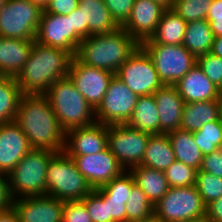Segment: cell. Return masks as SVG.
Masks as SVG:
<instances>
[{"mask_svg":"<svg viewBox=\"0 0 222 222\" xmlns=\"http://www.w3.org/2000/svg\"><path fill=\"white\" fill-rule=\"evenodd\" d=\"M15 122L27 136L32 149L64 151L65 132L46 95L22 94Z\"/></svg>","mask_w":222,"mask_h":222,"instance_id":"6da1fadb","label":"cell"},{"mask_svg":"<svg viewBox=\"0 0 222 222\" xmlns=\"http://www.w3.org/2000/svg\"><path fill=\"white\" fill-rule=\"evenodd\" d=\"M72 58L68 51L34 41L25 65L15 77L22 94L45 95L54 82L68 76Z\"/></svg>","mask_w":222,"mask_h":222,"instance_id":"7a4b0ae2","label":"cell"},{"mask_svg":"<svg viewBox=\"0 0 222 222\" xmlns=\"http://www.w3.org/2000/svg\"><path fill=\"white\" fill-rule=\"evenodd\" d=\"M139 45L119 27L110 33L90 35L82 39L76 57L86 65L116 74Z\"/></svg>","mask_w":222,"mask_h":222,"instance_id":"3957f363","label":"cell"},{"mask_svg":"<svg viewBox=\"0 0 222 222\" xmlns=\"http://www.w3.org/2000/svg\"><path fill=\"white\" fill-rule=\"evenodd\" d=\"M45 95L65 133L96 123L95 110L78 92L69 76L54 82Z\"/></svg>","mask_w":222,"mask_h":222,"instance_id":"277c9868","label":"cell"},{"mask_svg":"<svg viewBox=\"0 0 222 222\" xmlns=\"http://www.w3.org/2000/svg\"><path fill=\"white\" fill-rule=\"evenodd\" d=\"M92 190L73 159L64 151L55 153L50 158L46 175V195L64 202L80 201Z\"/></svg>","mask_w":222,"mask_h":222,"instance_id":"5b68a950","label":"cell"},{"mask_svg":"<svg viewBox=\"0 0 222 222\" xmlns=\"http://www.w3.org/2000/svg\"><path fill=\"white\" fill-rule=\"evenodd\" d=\"M55 152L32 149L8 174L14 199L46 195V175Z\"/></svg>","mask_w":222,"mask_h":222,"instance_id":"8992f818","label":"cell"},{"mask_svg":"<svg viewBox=\"0 0 222 222\" xmlns=\"http://www.w3.org/2000/svg\"><path fill=\"white\" fill-rule=\"evenodd\" d=\"M205 209L196 186L170 187L154 205V214L164 222H204Z\"/></svg>","mask_w":222,"mask_h":222,"instance_id":"52a82bcc","label":"cell"},{"mask_svg":"<svg viewBox=\"0 0 222 222\" xmlns=\"http://www.w3.org/2000/svg\"><path fill=\"white\" fill-rule=\"evenodd\" d=\"M151 57L163 85H176L197 63L183 45L141 44Z\"/></svg>","mask_w":222,"mask_h":222,"instance_id":"ba28073f","label":"cell"},{"mask_svg":"<svg viewBox=\"0 0 222 222\" xmlns=\"http://www.w3.org/2000/svg\"><path fill=\"white\" fill-rule=\"evenodd\" d=\"M42 11L28 0H7L0 10V36L35 40Z\"/></svg>","mask_w":222,"mask_h":222,"instance_id":"9c48e42d","label":"cell"},{"mask_svg":"<svg viewBox=\"0 0 222 222\" xmlns=\"http://www.w3.org/2000/svg\"><path fill=\"white\" fill-rule=\"evenodd\" d=\"M115 75L138 96L152 95L163 86L151 57L141 45Z\"/></svg>","mask_w":222,"mask_h":222,"instance_id":"30bf717a","label":"cell"},{"mask_svg":"<svg viewBox=\"0 0 222 222\" xmlns=\"http://www.w3.org/2000/svg\"><path fill=\"white\" fill-rule=\"evenodd\" d=\"M138 97L114 75L101 104L95 110L96 122L107 126L127 124L133 115Z\"/></svg>","mask_w":222,"mask_h":222,"instance_id":"8fae6325","label":"cell"},{"mask_svg":"<svg viewBox=\"0 0 222 222\" xmlns=\"http://www.w3.org/2000/svg\"><path fill=\"white\" fill-rule=\"evenodd\" d=\"M150 135L127 124L110 125L108 148L125 171H128L134 166L141 165Z\"/></svg>","mask_w":222,"mask_h":222,"instance_id":"7c38bea8","label":"cell"},{"mask_svg":"<svg viewBox=\"0 0 222 222\" xmlns=\"http://www.w3.org/2000/svg\"><path fill=\"white\" fill-rule=\"evenodd\" d=\"M115 74L82 63L73 56L68 76L78 92L86 99L94 110L101 104L109 82Z\"/></svg>","mask_w":222,"mask_h":222,"instance_id":"4fadbf2b","label":"cell"},{"mask_svg":"<svg viewBox=\"0 0 222 222\" xmlns=\"http://www.w3.org/2000/svg\"><path fill=\"white\" fill-rule=\"evenodd\" d=\"M70 157L93 189L102 187L125 171L108 146L96 154Z\"/></svg>","mask_w":222,"mask_h":222,"instance_id":"5bb4252c","label":"cell"},{"mask_svg":"<svg viewBox=\"0 0 222 222\" xmlns=\"http://www.w3.org/2000/svg\"><path fill=\"white\" fill-rule=\"evenodd\" d=\"M165 10L153 0H134L130 16L121 27L141 45L155 35Z\"/></svg>","mask_w":222,"mask_h":222,"instance_id":"9a60e30c","label":"cell"},{"mask_svg":"<svg viewBox=\"0 0 222 222\" xmlns=\"http://www.w3.org/2000/svg\"><path fill=\"white\" fill-rule=\"evenodd\" d=\"M64 204L48 195L27 196L14 199L13 210L20 222H62Z\"/></svg>","mask_w":222,"mask_h":222,"instance_id":"2e32d148","label":"cell"},{"mask_svg":"<svg viewBox=\"0 0 222 222\" xmlns=\"http://www.w3.org/2000/svg\"><path fill=\"white\" fill-rule=\"evenodd\" d=\"M108 146V126L94 123L65 133L64 152L68 156L92 155Z\"/></svg>","mask_w":222,"mask_h":222,"instance_id":"e0dca14e","label":"cell"},{"mask_svg":"<svg viewBox=\"0 0 222 222\" xmlns=\"http://www.w3.org/2000/svg\"><path fill=\"white\" fill-rule=\"evenodd\" d=\"M31 150L27 136L15 121L0 124V174L8 175Z\"/></svg>","mask_w":222,"mask_h":222,"instance_id":"ac0fdd59","label":"cell"},{"mask_svg":"<svg viewBox=\"0 0 222 222\" xmlns=\"http://www.w3.org/2000/svg\"><path fill=\"white\" fill-rule=\"evenodd\" d=\"M35 41L40 44L60 48L76 56L71 46V23L67 15H57L42 11Z\"/></svg>","mask_w":222,"mask_h":222,"instance_id":"d6986e66","label":"cell"},{"mask_svg":"<svg viewBox=\"0 0 222 222\" xmlns=\"http://www.w3.org/2000/svg\"><path fill=\"white\" fill-rule=\"evenodd\" d=\"M160 121V134L180 129L184 99L175 85H163L154 94Z\"/></svg>","mask_w":222,"mask_h":222,"instance_id":"ffe728a7","label":"cell"},{"mask_svg":"<svg viewBox=\"0 0 222 222\" xmlns=\"http://www.w3.org/2000/svg\"><path fill=\"white\" fill-rule=\"evenodd\" d=\"M175 86L185 103L218 100L220 92L197 63Z\"/></svg>","mask_w":222,"mask_h":222,"instance_id":"44dd1931","label":"cell"},{"mask_svg":"<svg viewBox=\"0 0 222 222\" xmlns=\"http://www.w3.org/2000/svg\"><path fill=\"white\" fill-rule=\"evenodd\" d=\"M79 11L83 17V39L90 35L110 33L120 27L104 0H79Z\"/></svg>","mask_w":222,"mask_h":222,"instance_id":"7402d4cb","label":"cell"},{"mask_svg":"<svg viewBox=\"0 0 222 222\" xmlns=\"http://www.w3.org/2000/svg\"><path fill=\"white\" fill-rule=\"evenodd\" d=\"M34 41L0 36V74L16 77L25 65Z\"/></svg>","mask_w":222,"mask_h":222,"instance_id":"603a6c76","label":"cell"},{"mask_svg":"<svg viewBox=\"0 0 222 222\" xmlns=\"http://www.w3.org/2000/svg\"><path fill=\"white\" fill-rule=\"evenodd\" d=\"M134 182L146 194L148 200L155 205L170 189L163 171H158L142 165L129 169Z\"/></svg>","mask_w":222,"mask_h":222,"instance_id":"cb8c5ba5","label":"cell"},{"mask_svg":"<svg viewBox=\"0 0 222 222\" xmlns=\"http://www.w3.org/2000/svg\"><path fill=\"white\" fill-rule=\"evenodd\" d=\"M219 118V101L188 102L184 104L180 129L195 132Z\"/></svg>","mask_w":222,"mask_h":222,"instance_id":"d4e9b609","label":"cell"},{"mask_svg":"<svg viewBox=\"0 0 222 222\" xmlns=\"http://www.w3.org/2000/svg\"><path fill=\"white\" fill-rule=\"evenodd\" d=\"M187 22L172 9H166L155 35L142 44L182 45Z\"/></svg>","mask_w":222,"mask_h":222,"instance_id":"484cf974","label":"cell"},{"mask_svg":"<svg viewBox=\"0 0 222 222\" xmlns=\"http://www.w3.org/2000/svg\"><path fill=\"white\" fill-rule=\"evenodd\" d=\"M176 160L168 134H152L141 165L165 171Z\"/></svg>","mask_w":222,"mask_h":222,"instance_id":"4316f807","label":"cell"},{"mask_svg":"<svg viewBox=\"0 0 222 222\" xmlns=\"http://www.w3.org/2000/svg\"><path fill=\"white\" fill-rule=\"evenodd\" d=\"M127 125L151 135L160 134L159 113L153 94L138 97L133 115Z\"/></svg>","mask_w":222,"mask_h":222,"instance_id":"83f0119b","label":"cell"},{"mask_svg":"<svg viewBox=\"0 0 222 222\" xmlns=\"http://www.w3.org/2000/svg\"><path fill=\"white\" fill-rule=\"evenodd\" d=\"M168 136L176 160L199 171L204 155L196 145L193 132L177 129L168 133Z\"/></svg>","mask_w":222,"mask_h":222,"instance_id":"f1b7e54d","label":"cell"},{"mask_svg":"<svg viewBox=\"0 0 222 222\" xmlns=\"http://www.w3.org/2000/svg\"><path fill=\"white\" fill-rule=\"evenodd\" d=\"M213 39L209 22L198 20L187 23L182 45L197 58L210 53Z\"/></svg>","mask_w":222,"mask_h":222,"instance_id":"f546056e","label":"cell"},{"mask_svg":"<svg viewBox=\"0 0 222 222\" xmlns=\"http://www.w3.org/2000/svg\"><path fill=\"white\" fill-rule=\"evenodd\" d=\"M21 95L15 77L0 74V124L15 121Z\"/></svg>","mask_w":222,"mask_h":222,"instance_id":"4dcf8cb0","label":"cell"},{"mask_svg":"<svg viewBox=\"0 0 222 222\" xmlns=\"http://www.w3.org/2000/svg\"><path fill=\"white\" fill-rule=\"evenodd\" d=\"M154 214V205L136 184L131 188L126 202V222H139Z\"/></svg>","mask_w":222,"mask_h":222,"instance_id":"1f68e13d","label":"cell"},{"mask_svg":"<svg viewBox=\"0 0 222 222\" xmlns=\"http://www.w3.org/2000/svg\"><path fill=\"white\" fill-rule=\"evenodd\" d=\"M193 136L203 155L211 154L222 148V123L220 118L203 125L200 130L193 132Z\"/></svg>","mask_w":222,"mask_h":222,"instance_id":"d6a6232c","label":"cell"},{"mask_svg":"<svg viewBox=\"0 0 222 222\" xmlns=\"http://www.w3.org/2000/svg\"><path fill=\"white\" fill-rule=\"evenodd\" d=\"M213 0H175L172 10L187 23L205 20Z\"/></svg>","mask_w":222,"mask_h":222,"instance_id":"836d02e7","label":"cell"},{"mask_svg":"<svg viewBox=\"0 0 222 222\" xmlns=\"http://www.w3.org/2000/svg\"><path fill=\"white\" fill-rule=\"evenodd\" d=\"M196 188L206 206L222 197V178L199 170L196 173Z\"/></svg>","mask_w":222,"mask_h":222,"instance_id":"e575fe53","label":"cell"},{"mask_svg":"<svg viewBox=\"0 0 222 222\" xmlns=\"http://www.w3.org/2000/svg\"><path fill=\"white\" fill-rule=\"evenodd\" d=\"M165 177L170 187L196 186L197 170L175 160L165 171Z\"/></svg>","mask_w":222,"mask_h":222,"instance_id":"d590c367","label":"cell"},{"mask_svg":"<svg viewBox=\"0 0 222 222\" xmlns=\"http://www.w3.org/2000/svg\"><path fill=\"white\" fill-rule=\"evenodd\" d=\"M135 185L134 178L129 171H124L119 177L112 179L98 189L108 199L127 200L131 188Z\"/></svg>","mask_w":222,"mask_h":222,"instance_id":"8d00e7d4","label":"cell"},{"mask_svg":"<svg viewBox=\"0 0 222 222\" xmlns=\"http://www.w3.org/2000/svg\"><path fill=\"white\" fill-rule=\"evenodd\" d=\"M92 219V222H109L108 198L97 188L81 200Z\"/></svg>","mask_w":222,"mask_h":222,"instance_id":"74e56055","label":"cell"},{"mask_svg":"<svg viewBox=\"0 0 222 222\" xmlns=\"http://www.w3.org/2000/svg\"><path fill=\"white\" fill-rule=\"evenodd\" d=\"M197 64L208 79L222 90V58L206 53L197 57Z\"/></svg>","mask_w":222,"mask_h":222,"instance_id":"f35d334b","label":"cell"},{"mask_svg":"<svg viewBox=\"0 0 222 222\" xmlns=\"http://www.w3.org/2000/svg\"><path fill=\"white\" fill-rule=\"evenodd\" d=\"M62 222H92L85 204L80 201H65Z\"/></svg>","mask_w":222,"mask_h":222,"instance_id":"ab89813d","label":"cell"},{"mask_svg":"<svg viewBox=\"0 0 222 222\" xmlns=\"http://www.w3.org/2000/svg\"><path fill=\"white\" fill-rule=\"evenodd\" d=\"M112 18L121 27L129 18L134 0H104Z\"/></svg>","mask_w":222,"mask_h":222,"instance_id":"60d3db41","label":"cell"},{"mask_svg":"<svg viewBox=\"0 0 222 222\" xmlns=\"http://www.w3.org/2000/svg\"><path fill=\"white\" fill-rule=\"evenodd\" d=\"M200 171L222 178V148L215 150L211 154L204 155Z\"/></svg>","mask_w":222,"mask_h":222,"instance_id":"b9f144b4","label":"cell"},{"mask_svg":"<svg viewBox=\"0 0 222 222\" xmlns=\"http://www.w3.org/2000/svg\"><path fill=\"white\" fill-rule=\"evenodd\" d=\"M67 17H70L71 23V46L77 51L83 39V17L82 12L79 11V6Z\"/></svg>","mask_w":222,"mask_h":222,"instance_id":"7bdbcfd3","label":"cell"},{"mask_svg":"<svg viewBox=\"0 0 222 222\" xmlns=\"http://www.w3.org/2000/svg\"><path fill=\"white\" fill-rule=\"evenodd\" d=\"M206 20L210 24L213 36H222V0H213Z\"/></svg>","mask_w":222,"mask_h":222,"instance_id":"ee69618b","label":"cell"},{"mask_svg":"<svg viewBox=\"0 0 222 222\" xmlns=\"http://www.w3.org/2000/svg\"><path fill=\"white\" fill-rule=\"evenodd\" d=\"M13 202L9 177L0 174V213L13 209Z\"/></svg>","mask_w":222,"mask_h":222,"instance_id":"f6af8a7d","label":"cell"},{"mask_svg":"<svg viewBox=\"0 0 222 222\" xmlns=\"http://www.w3.org/2000/svg\"><path fill=\"white\" fill-rule=\"evenodd\" d=\"M79 6V0H49L44 11L57 15H69Z\"/></svg>","mask_w":222,"mask_h":222,"instance_id":"bcb514c9","label":"cell"},{"mask_svg":"<svg viewBox=\"0 0 222 222\" xmlns=\"http://www.w3.org/2000/svg\"><path fill=\"white\" fill-rule=\"evenodd\" d=\"M127 200L108 199L109 222H126Z\"/></svg>","mask_w":222,"mask_h":222,"instance_id":"7dc6e473","label":"cell"},{"mask_svg":"<svg viewBox=\"0 0 222 222\" xmlns=\"http://www.w3.org/2000/svg\"><path fill=\"white\" fill-rule=\"evenodd\" d=\"M204 222H222V197L206 205Z\"/></svg>","mask_w":222,"mask_h":222,"instance_id":"c3c4849f","label":"cell"},{"mask_svg":"<svg viewBox=\"0 0 222 222\" xmlns=\"http://www.w3.org/2000/svg\"><path fill=\"white\" fill-rule=\"evenodd\" d=\"M210 53L222 58V36L214 37Z\"/></svg>","mask_w":222,"mask_h":222,"instance_id":"681fc988","label":"cell"},{"mask_svg":"<svg viewBox=\"0 0 222 222\" xmlns=\"http://www.w3.org/2000/svg\"><path fill=\"white\" fill-rule=\"evenodd\" d=\"M0 222H20L16 212L11 209L9 211L0 213Z\"/></svg>","mask_w":222,"mask_h":222,"instance_id":"f907efd6","label":"cell"},{"mask_svg":"<svg viewBox=\"0 0 222 222\" xmlns=\"http://www.w3.org/2000/svg\"><path fill=\"white\" fill-rule=\"evenodd\" d=\"M153 1L161 5L165 9H172L175 2V0H153Z\"/></svg>","mask_w":222,"mask_h":222,"instance_id":"816d5d0a","label":"cell"},{"mask_svg":"<svg viewBox=\"0 0 222 222\" xmlns=\"http://www.w3.org/2000/svg\"><path fill=\"white\" fill-rule=\"evenodd\" d=\"M30 3L38 5L42 10L48 5L49 0H28Z\"/></svg>","mask_w":222,"mask_h":222,"instance_id":"f5cc1de1","label":"cell"},{"mask_svg":"<svg viewBox=\"0 0 222 222\" xmlns=\"http://www.w3.org/2000/svg\"><path fill=\"white\" fill-rule=\"evenodd\" d=\"M139 222H164V221L162 219H160L159 217H157L155 214H153L149 218L144 219V220L139 221Z\"/></svg>","mask_w":222,"mask_h":222,"instance_id":"db71d44e","label":"cell"},{"mask_svg":"<svg viewBox=\"0 0 222 222\" xmlns=\"http://www.w3.org/2000/svg\"><path fill=\"white\" fill-rule=\"evenodd\" d=\"M218 101H219V118L222 123V90H220L219 92Z\"/></svg>","mask_w":222,"mask_h":222,"instance_id":"11a10c76","label":"cell"},{"mask_svg":"<svg viewBox=\"0 0 222 222\" xmlns=\"http://www.w3.org/2000/svg\"><path fill=\"white\" fill-rule=\"evenodd\" d=\"M6 2H7V0H0V10L5 5Z\"/></svg>","mask_w":222,"mask_h":222,"instance_id":"9f6ffc18","label":"cell"}]
</instances>
